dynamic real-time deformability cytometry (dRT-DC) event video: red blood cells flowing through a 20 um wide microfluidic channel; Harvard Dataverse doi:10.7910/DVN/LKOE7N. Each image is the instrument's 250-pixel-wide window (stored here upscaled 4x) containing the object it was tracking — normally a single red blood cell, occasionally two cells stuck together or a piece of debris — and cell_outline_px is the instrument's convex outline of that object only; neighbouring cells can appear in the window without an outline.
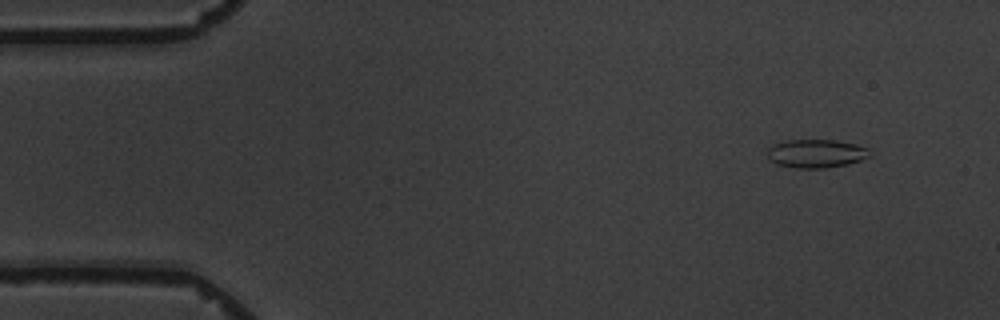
{"species": "common noctule bat (a hibernating species)", "species_latin": "Nyctalus noctula", "temperature_condition": "warm", "stored_images_in_passage": 5, "camera_frame_rate_fps": 3000, "um_per_image_px": 0.085, "animal": {"sex": "male", "body_mass_g": 19.5, "forearm_length_mm": 54.6}, "frame": {"image": 1, "passage_image": 2, "time_ms": 1.333, "image_size_px": [1000, 320], "cell_outline_px": [[872, 156], [848, 164], [824, 168], [796, 168], [776, 164], [768, 156], [768, 148], [776, 144], [788, 140], [836, 140], [856, 144], [868, 148], [872, 152]], "centroid_in_image_um": [69.43, 13.05], "position_along_channel_um": 15.6, "area_um2": 16.94}}
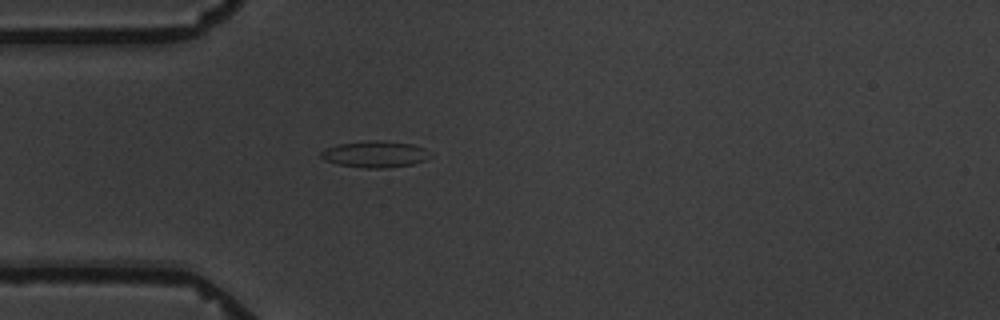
{"frame": {"image": 2, "passage_image": 5, "time_ms": 5.0, "image_size_px": [1000, 320], "cell_outline_px": [[432, 156], [424, 160], [412, 164], [384, 168], [364, 168], [340, 164], [324, 160], [320, 156], [320, 152], [328, 148], [340, 144], [372, 140], [380, 140], [412, 144], [424, 148]], "centroid_in_image_um": [31.89, 13.11], "position_along_channel_um": 53.1, "area_um2": 16.59}}